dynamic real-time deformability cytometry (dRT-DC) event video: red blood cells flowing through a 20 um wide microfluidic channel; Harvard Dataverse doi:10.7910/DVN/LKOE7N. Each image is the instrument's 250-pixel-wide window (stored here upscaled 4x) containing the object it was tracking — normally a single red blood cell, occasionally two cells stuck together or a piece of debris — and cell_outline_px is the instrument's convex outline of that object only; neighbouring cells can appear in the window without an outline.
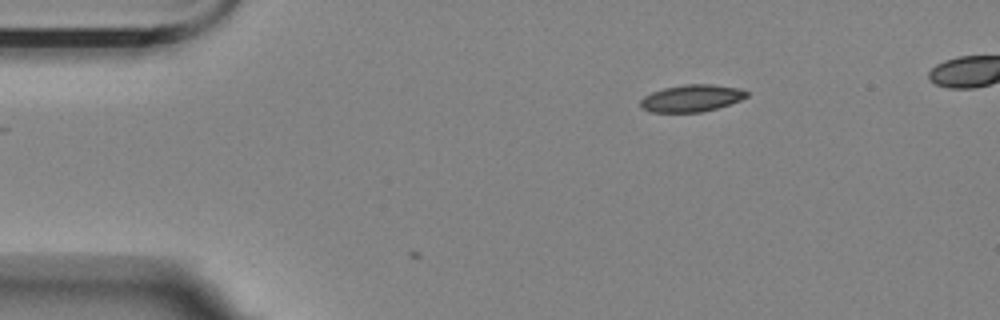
{"species": "Egyptian fruit bat (a non-hibernating species)", "species_latin": "Rousettus aegyptiacus", "temperature_condition": "room temperature", "stored_images_in_passage": 3, "camera_frame_rate_fps": 3000, "um_per_image_px": 0.085, "animal": {"sex": "female"}, "frame": {"image": 1, "passage_image": 1, "time_ms": 0.0, "image_size_px": [1000, 320], "cell_outline_px": [[748, 96], [740, 100], [716, 108], [700, 112], [652, 112], [640, 108], [640, 100], [644, 96], [652, 92], [664, 88], [684, 84], [708, 84], [736, 88], [748, 92]], "centroid_in_image_um": [58.73, 8.35], "position_along_channel_um": 26.3, "area_um2": 16.53}}